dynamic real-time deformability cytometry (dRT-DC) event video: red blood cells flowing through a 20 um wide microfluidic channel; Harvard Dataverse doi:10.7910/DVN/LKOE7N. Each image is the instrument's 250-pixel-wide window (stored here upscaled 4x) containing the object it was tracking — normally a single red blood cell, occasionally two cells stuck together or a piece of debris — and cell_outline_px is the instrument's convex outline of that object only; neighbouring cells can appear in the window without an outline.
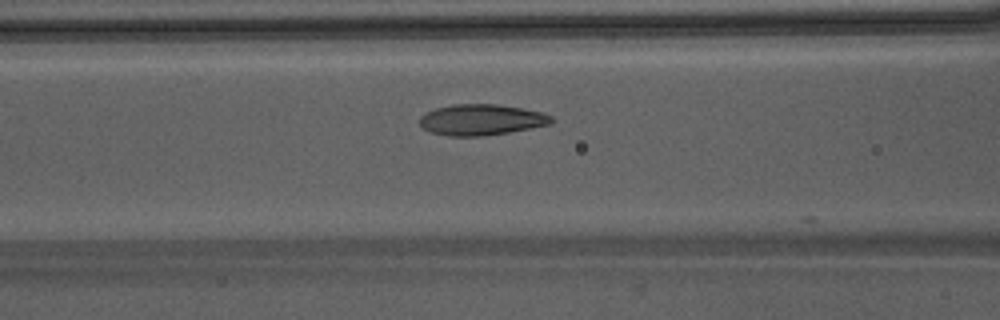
{"species": "Egyptian fruit bat (a non-hibernating species)", "species_latin": "Rousettus aegyptiacus", "temperature_condition": "warm", "stored_images_in_passage": 10, "camera_frame_rate_fps": 3000, "um_per_image_px": 0.085, "animal": {"sex": "male"}, "frame": {"image": 1, "passage_image": 8, "time_ms": 2.333, "image_size_px": [1000, 320], "cell_outline_px": [[552, 120], [548, 124], [508, 132], [484, 136], [448, 136], [432, 132], [424, 128], [420, 124], [420, 116], [436, 108], [456, 104], [496, 104], [524, 108], [540, 112], [552, 116]], "centroid_in_image_um": [40.89, 10.17], "position_along_channel_um": 125.7, "area_um2": 23.41}}